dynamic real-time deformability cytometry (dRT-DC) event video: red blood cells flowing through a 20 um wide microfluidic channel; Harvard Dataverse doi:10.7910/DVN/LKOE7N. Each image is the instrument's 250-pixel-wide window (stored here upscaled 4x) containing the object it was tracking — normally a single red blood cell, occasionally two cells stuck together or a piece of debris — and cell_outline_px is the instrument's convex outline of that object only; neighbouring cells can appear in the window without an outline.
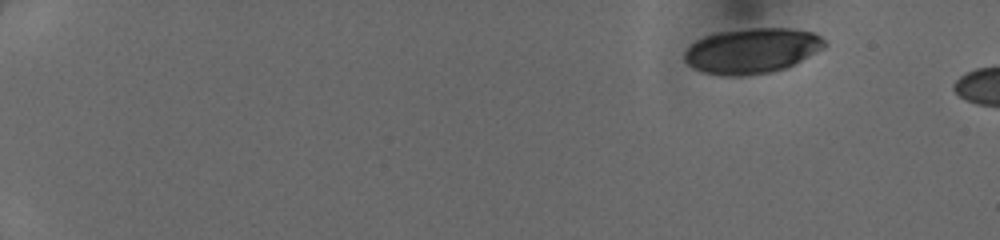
{"species": "human", "species_latin": "Homo sapiens", "temperature_condition": "cold", "stored_images_in_passage": 6, "camera_frame_rate_fps": 3000, "um_per_image_px": 0.085, "donor": {"sex": "female"}, "frame": {"image": 1, "passage_image": 1, "time_ms": 0.0, "image_size_px": [1000, 240], "cell_outline_px": [[828, 44], [824, 48], [784, 68], [772, 72], [748, 76], [724, 76], [704, 72], [692, 68], [684, 60], [684, 52], [696, 40], [720, 32], [752, 28], [788, 28], [812, 32], [820, 36]], "centroid_in_image_um": [63.91, 4.32], "position_along_channel_um": 21.1, "area_um2": 36.7}}